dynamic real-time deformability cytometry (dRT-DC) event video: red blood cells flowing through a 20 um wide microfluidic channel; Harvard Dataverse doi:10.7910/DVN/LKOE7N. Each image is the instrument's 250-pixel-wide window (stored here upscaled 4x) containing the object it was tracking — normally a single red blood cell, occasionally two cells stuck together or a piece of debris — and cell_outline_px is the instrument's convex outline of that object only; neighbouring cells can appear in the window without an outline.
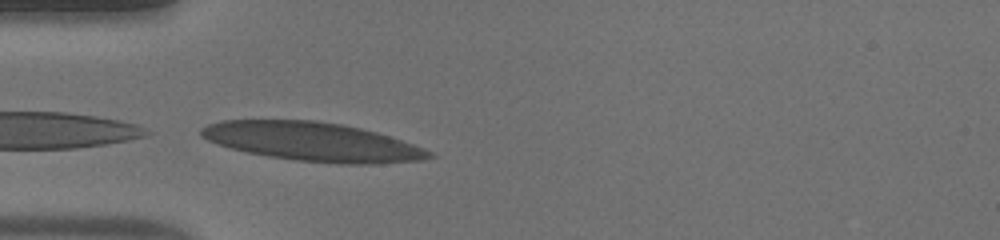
{"species": "human", "species_latin": "Homo sapiens", "temperature_condition": "warm", "stored_images_in_passage": 10, "camera_frame_rate_fps": 3000, "um_per_image_px": 0.085, "donor": {"sex": "male"}, "frame": {"image": 1, "passage_image": 10, "time_ms": 3.0, "image_size_px": [1000, 240], "cell_outline_px": [[436, 156], [424, 160], [376, 164], [344, 164], [296, 160], [268, 156], [248, 152], [232, 148], [208, 140], [200, 136], [200, 128], [208, 124], [220, 120], [316, 120], [340, 124], [360, 128], [376, 132], [424, 148], [432, 152]], "centroid_in_image_um": [26.58, 12.05], "position_along_channel_um": 58.4, "area_um2": 51.33}}